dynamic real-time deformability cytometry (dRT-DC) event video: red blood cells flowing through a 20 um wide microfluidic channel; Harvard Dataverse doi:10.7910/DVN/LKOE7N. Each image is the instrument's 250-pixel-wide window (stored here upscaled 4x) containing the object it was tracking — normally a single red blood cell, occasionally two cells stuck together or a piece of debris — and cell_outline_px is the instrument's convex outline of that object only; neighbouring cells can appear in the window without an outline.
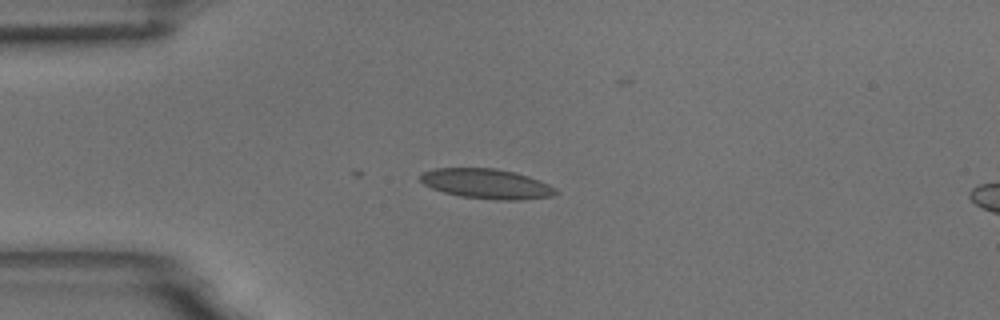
{"species": "common noctule bat (a hibernating species)", "species_latin": "Nyctalus noctula", "temperature_condition": "room temperature", "stored_images_in_passage": 11, "camera_frame_rate_fps": 3000, "um_per_image_px": 0.085, "animal": {"sex": "male", "body_mass_g": 18.8}, "frame": {"image": 1, "passage_image": 1, "time_ms": 0.0, "image_size_px": [1000, 320], "cell_outline_px": [[556, 192], [552, 196], [516, 200], [496, 200], [460, 196], [444, 192], [432, 188], [424, 184], [420, 180], [420, 172], [432, 168], [496, 168], [528, 176], [548, 184], [556, 188]], "centroid_in_image_um": [41.3, 15.61], "position_along_channel_um": 43.7, "area_um2": 23.47}}